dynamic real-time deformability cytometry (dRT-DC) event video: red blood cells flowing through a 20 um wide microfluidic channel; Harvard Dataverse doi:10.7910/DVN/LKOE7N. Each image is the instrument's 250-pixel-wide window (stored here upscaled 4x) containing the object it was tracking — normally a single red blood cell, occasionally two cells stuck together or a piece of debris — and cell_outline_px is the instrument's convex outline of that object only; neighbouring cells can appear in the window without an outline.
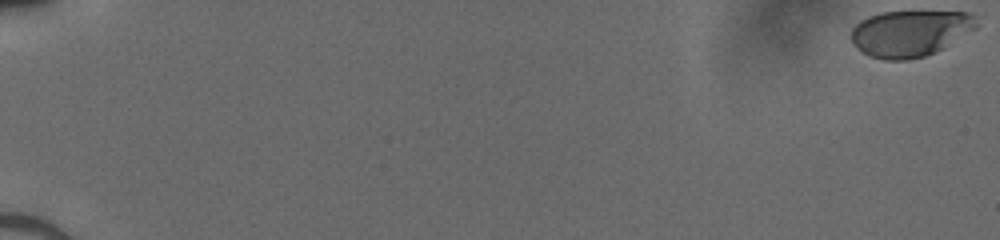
{"species": "human", "species_latin": "Homo sapiens", "temperature_condition": "cold", "stored_images_in_passage": 48, "camera_frame_rate_fps": 3000, "um_per_image_px": 0.085, "donor": {"sex": "male"}, "frame": {"image": 1, "passage_image": 1, "time_ms": 0.0, "image_size_px": [1000, 240], "cell_outline_px": [[976, 28], [940, 48], [924, 56], [908, 60], [884, 60], [872, 56], [856, 48], [852, 40], [852, 28], [860, 20], [868, 16], [880, 12], [968, 12], [972, 16], [976, 24]], "centroid_in_image_um": [77.29, 2.82], "position_along_channel_um": 7.7, "area_um2": 33.06}}
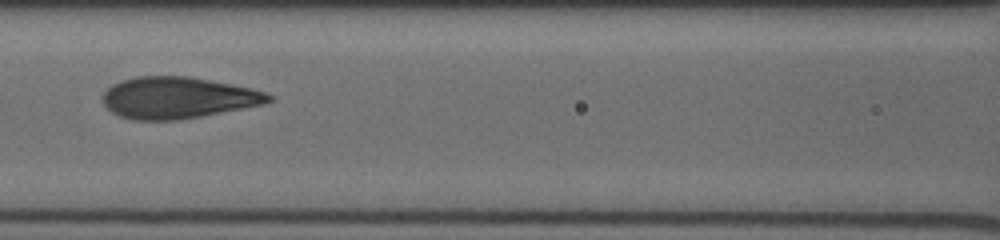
{"frame": {"image": 2, "passage_image": 27, "time_ms": 8.667, "image_size_px": [1000, 240], "cell_outline_px": [[276, 100], [264, 104], [200, 116], [176, 120], [132, 120], [120, 116], [112, 112], [104, 104], [104, 92], [112, 84], [120, 80], [136, 76], [188, 76], [232, 84], [252, 88], [276, 96]], "centroid_in_image_um": [15.14, 8.3], "position_along_channel_um": 151.5, "area_um2": 40.17}}
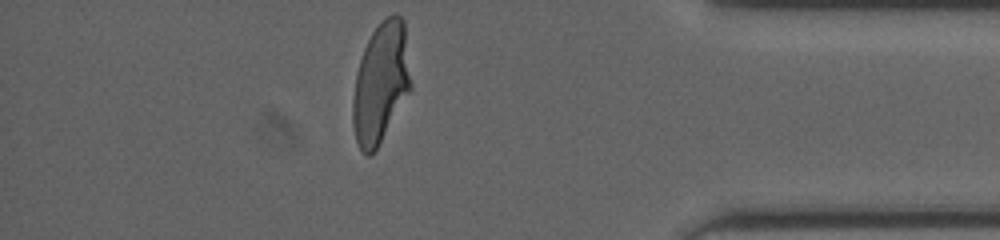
{"frame": {"image": 3, "passage_image": 47, "time_ms": 15.333, "image_size_px": [1000, 240], "cell_outline_px": [[412, 88], [376, 148], [368, 156], [360, 148], [356, 140], [352, 124], [352, 100], [356, 72], [364, 48], [372, 32], [380, 20], [396, 12], [404, 20], [412, 84]], "centroid_in_image_um": [32.37, 6.99], "position_along_channel_um": 402.8, "area_um2": 40.69}}